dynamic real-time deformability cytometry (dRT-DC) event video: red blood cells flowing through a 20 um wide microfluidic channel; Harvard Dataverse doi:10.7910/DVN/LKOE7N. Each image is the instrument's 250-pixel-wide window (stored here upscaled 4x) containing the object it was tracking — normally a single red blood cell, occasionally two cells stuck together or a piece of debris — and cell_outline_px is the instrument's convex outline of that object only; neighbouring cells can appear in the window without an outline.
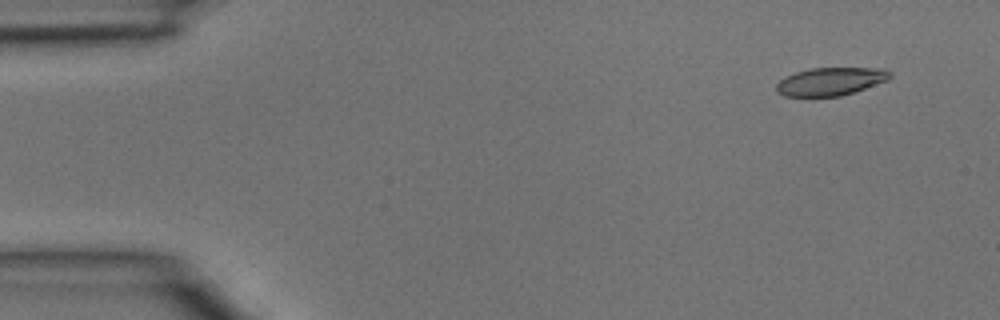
{"species": "common noctule bat (a hibernating species)", "species_latin": "Nyctalus noctula", "temperature_condition": "room temperature", "stored_images_in_passage": 3, "camera_frame_rate_fps": 3000, "um_per_image_px": 0.085, "animal": {"sex": "male", "body_mass_g": 15.6}, "frame": {"image": 1, "passage_image": 1, "time_ms": 0.0, "image_size_px": [1000, 320], "cell_outline_px": [[892, 76], [888, 80], [840, 96], [784, 96], [776, 92], [776, 84], [784, 76], [808, 68], [884, 68], [892, 72]], "centroid_in_image_um": [70.58, 6.91], "position_along_channel_um": 14.4, "area_um2": 18.55}}